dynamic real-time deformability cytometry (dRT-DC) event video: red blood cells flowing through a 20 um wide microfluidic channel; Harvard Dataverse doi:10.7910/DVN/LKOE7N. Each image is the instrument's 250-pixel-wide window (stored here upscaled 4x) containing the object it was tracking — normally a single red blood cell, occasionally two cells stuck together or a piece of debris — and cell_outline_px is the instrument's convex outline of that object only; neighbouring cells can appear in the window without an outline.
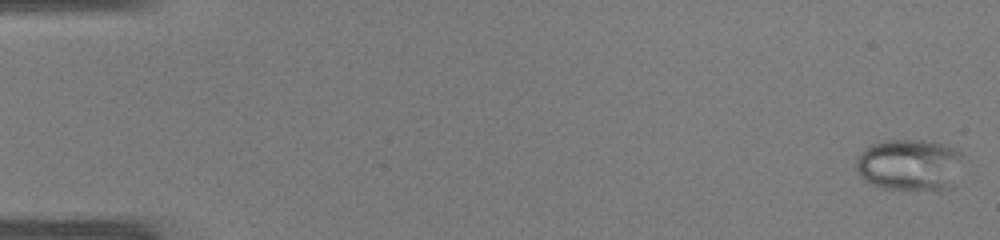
{"species": "common noctule bat (a hibernating species)", "species_latin": "Nyctalus noctula", "temperature_condition": "warm", "stored_images_in_passage": 48, "camera_frame_rate_fps": 3000, "um_per_image_px": 0.085, "animal": {"sex": "male", "body_mass_g": 19.0, "forearm_length_mm": 50.8}, "frame": {"image": 1, "passage_image": 1, "time_ms": 0.0, "image_size_px": [1000, 240], "cell_outline_px": [[964, 156], [944, 184], [940, 188], [884, 188], [872, 184], [864, 180], [856, 168], [856, 160], [860, 152], [872, 144], [888, 140], [924, 140], [944, 144], [956, 148]], "centroid_in_image_um": [77.18, 13.93], "position_along_channel_um": 7.8, "area_um2": 30.58}}
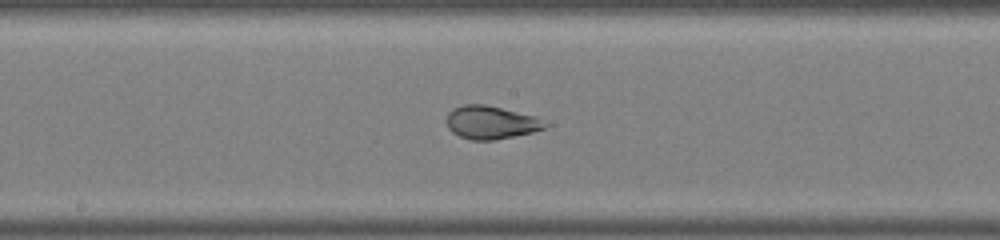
{"frame": {"image": 2, "passage_image": 26, "time_ms": 8.333, "image_size_px": [1000, 240], "cell_outline_px": [[548, 128], [532, 132], [492, 140], [472, 140], [460, 136], [452, 132], [448, 128], [448, 112], [452, 108], [464, 104], [484, 104], [536, 116], [548, 124]], "centroid_in_image_um": [41.74, 10.4], "position_along_channel_um": 206.5, "area_um2": 18.9}}
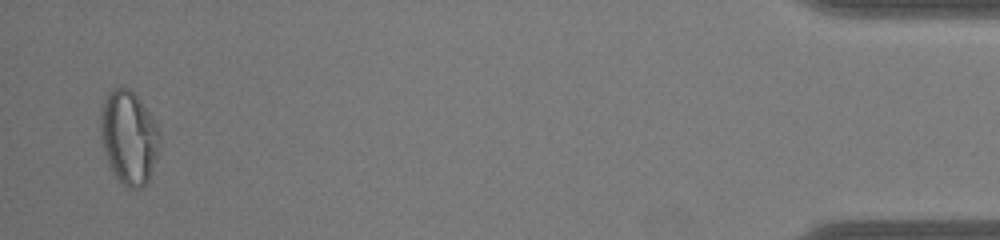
{"frame": {"image": 3, "passage_image": 47, "time_ms": 15.333, "image_size_px": [1000, 240], "cell_outline_px": [[156, 156], [148, 180], [144, 188], [128, 188], [116, 176], [108, 160], [104, 148], [100, 128], [100, 112], [104, 96], [112, 88], [128, 88], [140, 100], [156, 124]], "centroid_in_image_um": [10.9, 11.64], "position_along_channel_um": 424.3, "area_um2": 31.1}, "authors_computed_cell_mechanics": {"area_um2": 26.3279, "velocity_mm_per_s": 4.2383, "shape_relaxation_time_tau1_ms": 9.5987, "shape_relaxation_time_tau2_ms": null, "deformation_change_tau1": 0.3073, "deformation_change_tau2": null}}